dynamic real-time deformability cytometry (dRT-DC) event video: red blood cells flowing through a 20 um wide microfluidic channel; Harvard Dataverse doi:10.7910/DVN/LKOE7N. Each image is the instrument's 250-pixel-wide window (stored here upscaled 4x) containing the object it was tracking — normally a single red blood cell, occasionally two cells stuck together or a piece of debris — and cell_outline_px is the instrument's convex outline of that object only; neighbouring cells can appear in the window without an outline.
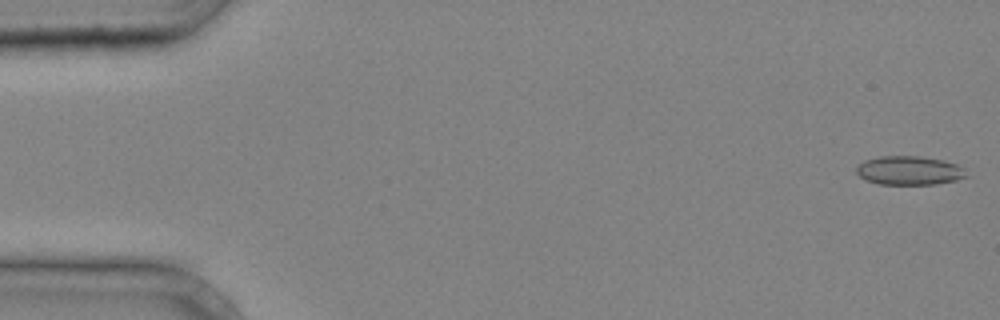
{"species": "common noctule bat (a hibernating species)", "species_latin": "Nyctalus noctula", "temperature_condition": "cold", "stored_images_in_passage": 39, "camera_frame_rate_fps": 3000, "um_per_image_px": 0.085, "animal": {"sex": "male", "body_mass_g": 20.4}, "frame": {"image": 1, "passage_image": 1, "time_ms": 0.0, "image_size_px": [1000, 320], "cell_outline_px": [[968, 176], [956, 180], [936, 184], [880, 184], [868, 180], [860, 176], [856, 172], [856, 168], [864, 160], [880, 156], [920, 156], [944, 160], [956, 164], [964, 168]], "centroid_in_image_um": [77.31, 14.48], "position_along_channel_um": 7.7, "area_um2": 18.44}}
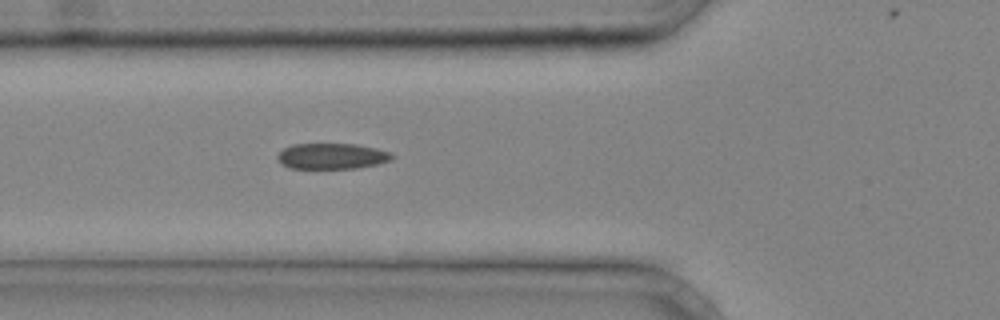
{"frame": {"image": 2, "passage_image": 15, "time_ms": 4.667, "image_size_px": [1000, 320], "cell_outline_px": [[396, 156], [392, 160], [376, 164], [356, 168], [288, 168], [280, 164], [276, 156], [284, 148], [292, 144], [356, 144], [376, 148], [388, 152]], "centroid_in_image_um": [28.19, 13.27], "position_along_channel_um": 97.6, "area_um2": 17.22}}
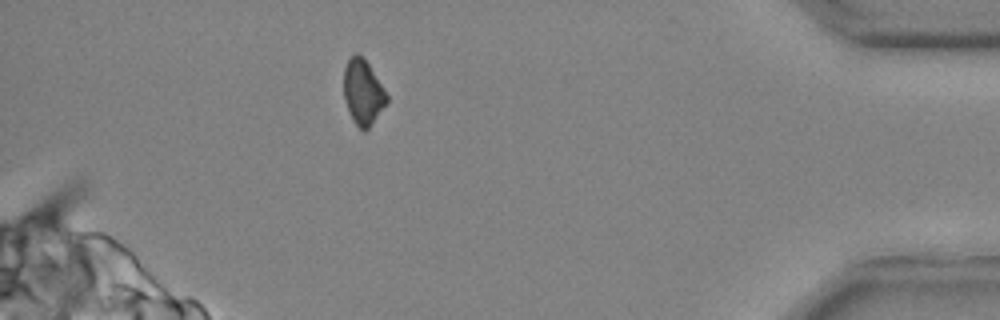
{"frame": {"image": 3, "passage_image": 37, "time_ms": 12.0, "image_size_px": [1000, 320], "cell_outline_px": [[388, 104], [368, 128], [364, 132], [356, 124], [348, 108], [344, 96], [344, 68], [348, 60], [356, 52], [368, 64], [388, 96]], "centroid_in_image_um": [30.87, 7.85], "position_along_channel_um": 404.3, "area_um2": 15.9}}